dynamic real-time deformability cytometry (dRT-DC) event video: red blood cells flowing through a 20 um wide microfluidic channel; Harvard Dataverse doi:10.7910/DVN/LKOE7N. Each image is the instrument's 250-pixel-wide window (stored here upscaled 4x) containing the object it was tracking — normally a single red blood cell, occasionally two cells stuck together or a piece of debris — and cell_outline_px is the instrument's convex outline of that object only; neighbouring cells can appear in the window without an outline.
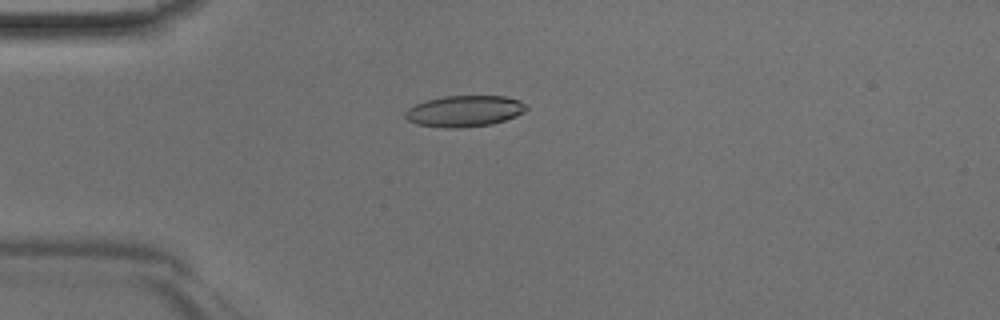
{"species": "Egyptian fruit bat (a non-hibernating species)", "species_latin": "Rousettus aegyptiacus", "temperature_condition": "room temperature", "stored_images_in_passage": 42, "camera_frame_rate_fps": 3000, "um_per_image_px": 0.085, "animal": {"sex": "male"}, "frame": {"image": 1, "passage_image": 8, "time_ms": 2.333, "image_size_px": [1000, 320], "cell_outline_px": [[528, 108], [524, 112], [516, 116], [492, 124], [456, 128], [444, 128], [416, 124], [408, 120], [404, 116], [404, 112], [408, 108], [424, 100], [444, 96], [504, 96], [520, 100]], "centroid_in_image_um": [39.45, 9.44], "position_along_channel_um": 45.5, "area_um2": 22.08}}
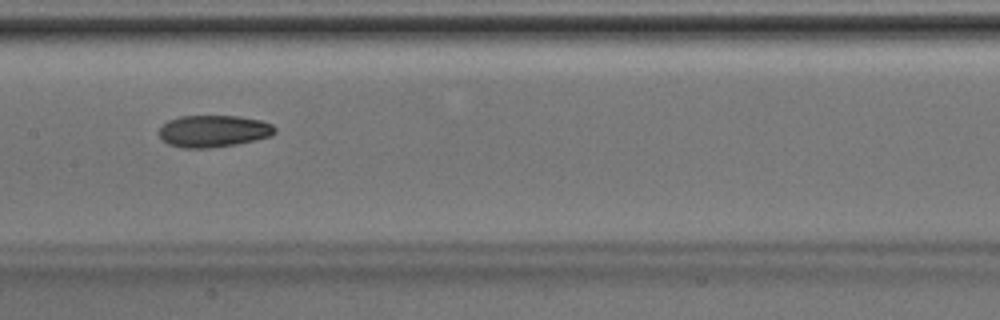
{"frame": {"image": 2, "passage_image": 19, "time_ms": 6.0, "image_size_px": [1000, 320], "cell_outline_px": [[276, 132], [268, 136], [236, 144], [212, 148], [180, 148], [168, 144], [160, 140], [160, 128], [168, 120], [180, 116], [236, 116], [260, 120], [272, 124], [276, 128]], "centroid_in_image_um": [18.1, 11.15], "position_along_channel_um": 189.3, "area_um2": 21.5}}
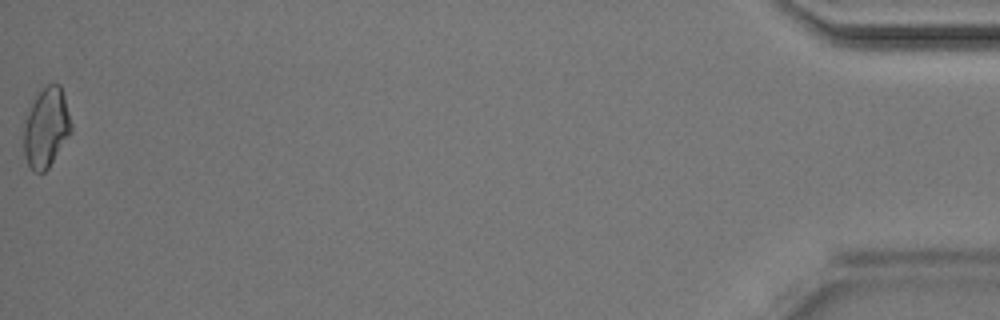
{"frame": {"image": 3, "passage_image": 42, "time_ms": 13.667, "image_size_px": [1000, 320], "cell_outline_px": [[72, 132], [48, 168], [44, 172], [32, 172], [24, 156], [24, 120], [36, 96], [48, 84], [60, 84], [64, 96], [72, 124]], "centroid_in_image_um": [3.93, 10.88], "position_along_channel_um": 431.3, "area_um2": 21.91}}